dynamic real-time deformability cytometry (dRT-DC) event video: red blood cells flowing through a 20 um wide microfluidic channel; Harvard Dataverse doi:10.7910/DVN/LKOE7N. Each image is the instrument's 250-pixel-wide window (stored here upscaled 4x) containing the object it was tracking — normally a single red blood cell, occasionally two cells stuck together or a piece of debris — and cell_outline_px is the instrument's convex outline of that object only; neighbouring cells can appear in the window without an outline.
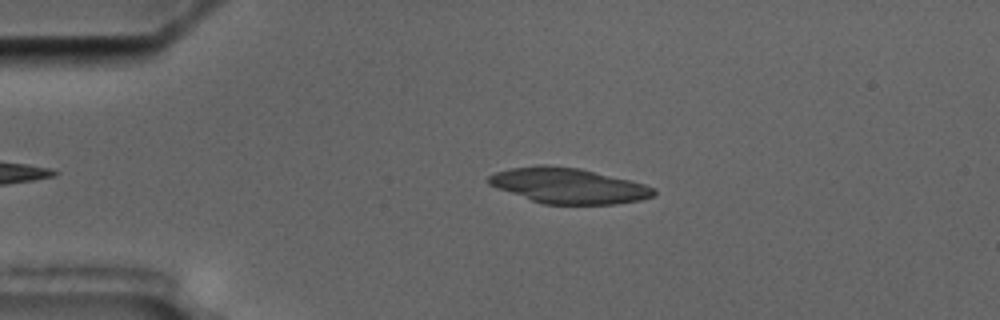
{"species": "common noctule bat (a hibernating species)", "species_latin": "Nyctalus noctula", "temperature_condition": "cold", "stored_images_in_passage": 3, "camera_frame_rate_fps": 3000, "um_per_image_px": 0.085, "animal": {"sex": "male", "body_mass_g": 17.5, "forearm_length_mm": 52.3}, "frame": {"image": 1, "passage_image": 2, "time_ms": 2.0, "image_size_px": [1000, 320], "cell_outline_px": [[656, 192], [652, 196], [640, 200], [616, 204], [544, 204], [496, 188], [488, 184], [484, 180], [488, 176], [496, 172], [512, 168], [540, 164], [544, 164], [580, 168], [632, 180], [656, 188]], "centroid_in_image_um": [48.31, 15.77], "position_along_channel_um": 36.7, "area_um2": 34.28}}